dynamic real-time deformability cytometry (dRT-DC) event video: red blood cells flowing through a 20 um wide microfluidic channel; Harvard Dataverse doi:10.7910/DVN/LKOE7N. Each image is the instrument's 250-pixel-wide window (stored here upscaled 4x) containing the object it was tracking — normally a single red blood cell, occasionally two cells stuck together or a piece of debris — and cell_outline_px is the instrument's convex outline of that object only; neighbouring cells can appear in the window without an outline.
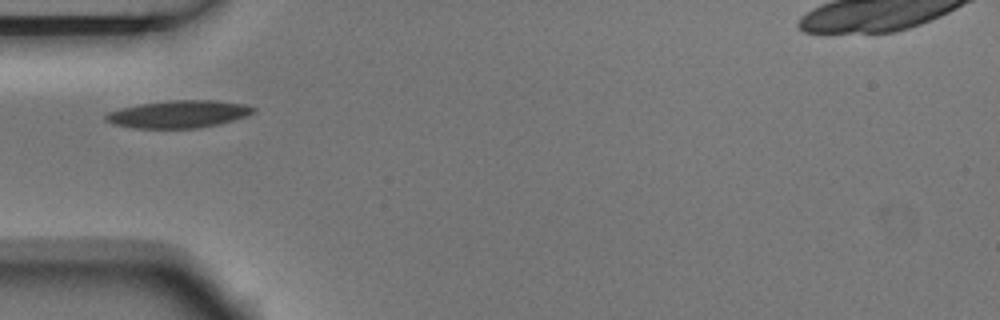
{"species": "Egyptian fruit bat (a non-hibernating species)", "species_latin": "Rousettus aegyptiacus", "temperature_condition": "room temperature", "stored_images_in_passage": 1, "camera_frame_rate_fps": 3000, "um_per_image_px": 0.085, "animal": {"sex": "male"}, "frame": {"image": 1, "passage_image": 1, "time_ms": 0.0, "image_size_px": [1000, 320], "cell_outline_px": [[256, 112], [248, 116], [220, 124], [200, 128], [136, 128], [112, 124], [104, 120], [104, 116], [108, 112], [120, 108], [140, 104], [168, 100], [216, 100], [244, 104], [256, 108]], "centroid_in_image_um": [15.2, 9.7], "position_along_channel_um": 69.8, "area_um2": 23.87}}